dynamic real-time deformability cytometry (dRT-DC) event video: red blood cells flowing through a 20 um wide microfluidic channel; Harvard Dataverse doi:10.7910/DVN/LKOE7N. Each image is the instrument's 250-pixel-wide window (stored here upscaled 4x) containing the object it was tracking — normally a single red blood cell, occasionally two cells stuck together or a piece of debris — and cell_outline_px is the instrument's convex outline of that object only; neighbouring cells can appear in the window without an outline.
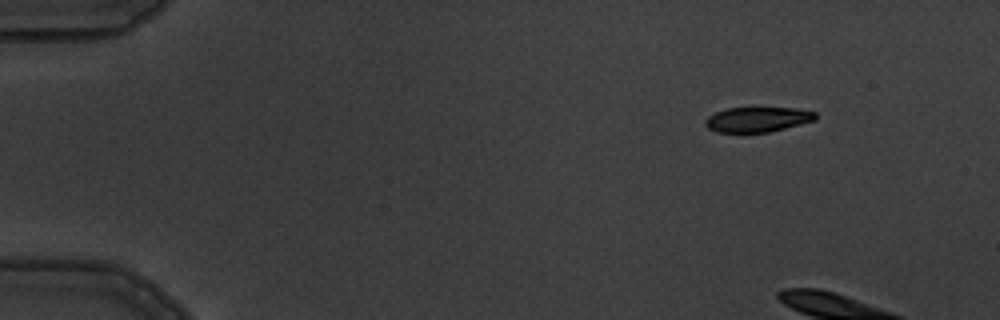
{"species": "common noctule bat (a hibernating species)", "species_latin": "Nyctalus noctula", "temperature_condition": "warm", "stored_images_in_passage": 6, "camera_frame_rate_fps": 3000, "um_per_image_px": 0.085, "animal": {"sex": "male", "body_mass_g": 19.5, "forearm_length_mm": 54.6}, "frame": {"image": 1, "passage_image": 2, "time_ms": 1.0, "image_size_px": [1000, 320], "cell_outline_px": [[816, 120], [768, 132], [716, 132], [708, 128], [704, 124], [704, 120], [708, 116], [716, 112], [728, 108], [796, 108], [816, 112]], "centroid_in_image_um": [64.37, 10.15], "position_along_channel_um": 20.6, "area_um2": 15.95}}
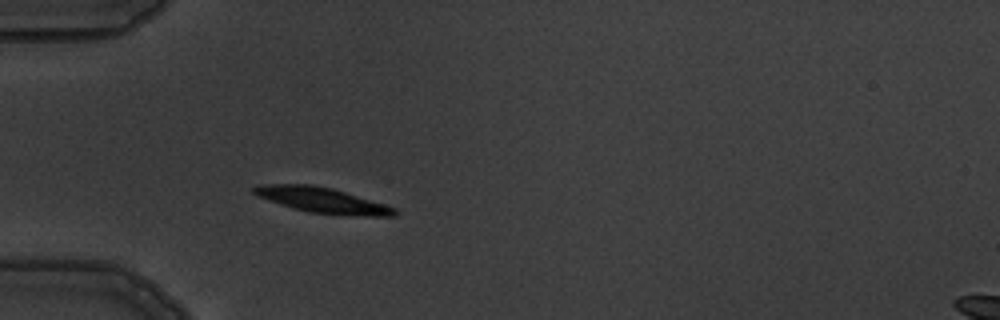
{"frame": {"image": 2, "passage_image": 6, "time_ms": 5.667, "image_size_px": [1000, 320], "cell_outline_px": [[400, 212], [396, 216], [368, 216], [308, 212], [292, 208], [256, 196], [252, 192], [252, 188], [260, 184], [312, 184], [332, 188], [384, 204], [396, 208]], "centroid_in_image_um": [27.38, 17.01], "position_along_channel_um": 57.6, "area_um2": 20.75}}